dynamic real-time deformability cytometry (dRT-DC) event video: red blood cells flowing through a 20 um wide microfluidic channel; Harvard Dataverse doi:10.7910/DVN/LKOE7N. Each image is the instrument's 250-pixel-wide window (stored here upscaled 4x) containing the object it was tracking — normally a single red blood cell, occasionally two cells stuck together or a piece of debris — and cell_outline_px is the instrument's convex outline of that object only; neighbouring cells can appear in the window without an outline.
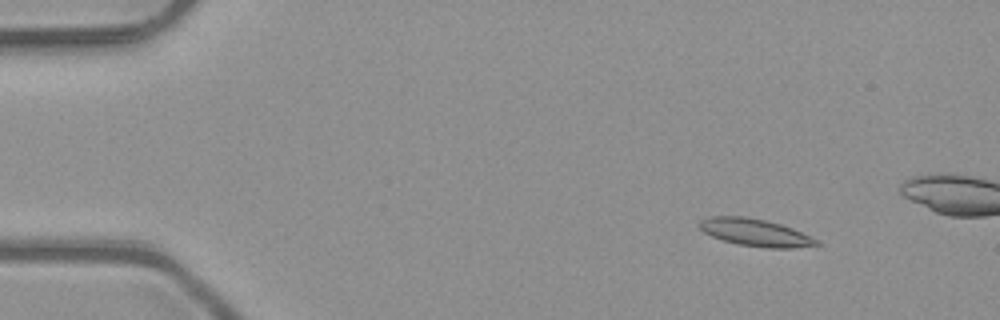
{"species": "common noctule bat (a hibernating species)", "species_latin": "Nyctalus noctula", "temperature_condition": "room temperature", "stored_images_in_passage": 4, "camera_frame_rate_fps": 3000, "um_per_image_px": 0.085, "animal": {"sex": "male", "body_mass_g": 23.1, "forearm_length_mm": 52.7}, "frame": {"image": 1, "passage_image": 1, "time_ms": 0.0, "image_size_px": [1000, 320], "cell_outline_px": [[824, 244], [792, 248], [768, 248], [740, 244], [724, 240], [712, 236], [704, 232], [696, 224], [700, 220], [708, 216], [748, 216], [780, 224], [792, 228], [820, 240]], "centroid_in_image_um": [64.21, 19.75], "position_along_channel_um": 20.8, "area_um2": 18.73}}